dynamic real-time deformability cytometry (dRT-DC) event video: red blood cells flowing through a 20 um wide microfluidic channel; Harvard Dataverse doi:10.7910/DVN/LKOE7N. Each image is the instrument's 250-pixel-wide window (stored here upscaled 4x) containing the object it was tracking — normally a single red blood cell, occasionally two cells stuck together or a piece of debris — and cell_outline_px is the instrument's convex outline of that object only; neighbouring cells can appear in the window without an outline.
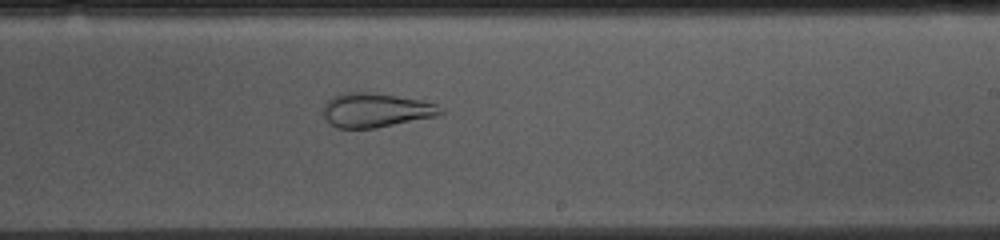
{"species": "common noctule bat (a hibernating species)", "species_latin": "Nyctalus noctula", "temperature_condition": "cold", "stored_images_in_passage": 52, "camera_frame_rate_fps": 3000, "um_per_image_px": 0.085, "animal": {"sex": "female", "body_mass_g": 10.0, "forearm_length_mm": 53.1}, "frame": {"image": 1, "passage_image": 30, "time_ms": 9.667, "image_size_px": [1000, 240], "cell_outline_px": [[444, 112], [440, 116], [376, 128], [336, 128], [324, 116], [324, 104], [332, 96], [344, 92], [368, 92], [396, 96], [420, 100], [436, 104], [444, 108]], "centroid_in_image_um": [31.99, 9.37], "position_along_channel_um": 257.0, "area_um2": 23.47}}
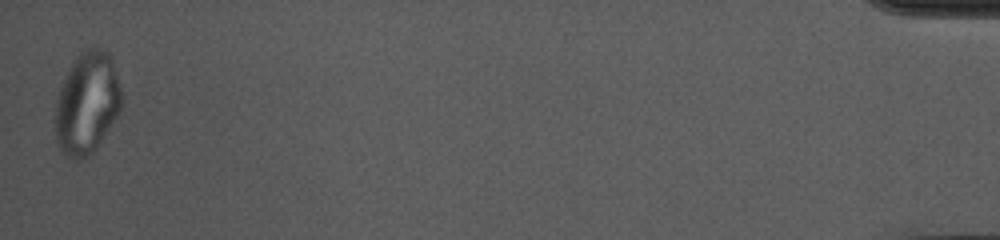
{"frame": {"image": 2, "passage_image": 52, "time_ms": 17.0, "image_size_px": [1000, 240], "cell_outline_px": [[124, 104], [96, 148], [88, 156], [80, 160], [76, 160], [60, 152], [56, 140], [56, 100], [60, 88], [76, 56], [80, 52], [88, 48], [96, 48], [108, 52], [112, 56], [124, 100]], "centroid_in_image_um": [7.42, 8.77], "position_along_channel_um": 427.8, "area_um2": 39.36}}